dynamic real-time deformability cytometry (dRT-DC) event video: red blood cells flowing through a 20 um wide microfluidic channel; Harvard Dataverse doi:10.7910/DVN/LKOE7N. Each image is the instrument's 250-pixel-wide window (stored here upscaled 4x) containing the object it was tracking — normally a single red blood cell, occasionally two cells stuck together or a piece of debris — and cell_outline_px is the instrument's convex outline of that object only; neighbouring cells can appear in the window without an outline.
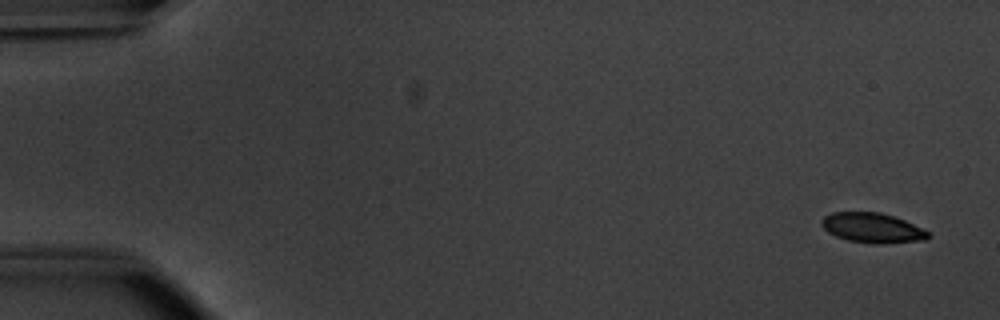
{"species": "common noctule bat (a hibernating species)", "species_latin": "Nyctalus noctula", "temperature_condition": "warm", "stored_images_in_passage": 52, "camera_frame_rate_fps": 3000, "um_per_image_px": 0.085, "animal": {"sex": "male", "body_mass_g": 20.1, "forearm_length_mm": 53.5}, "frame": {"image": 1, "passage_image": 1, "time_ms": 0.0, "image_size_px": [1000, 320], "cell_outline_px": [[932, 236], [928, 240], [884, 244], [872, 244], [848, 240], [836, 236], [828, 232], [820, 224], [820, 220], [824, 216], [832, 212], [880, 212], [904, 220], [928, 232]], "centroid_in_image_um": [74.15, 19.38], "position_along_channel_um": 10.9, "area_um2": 18.67}}
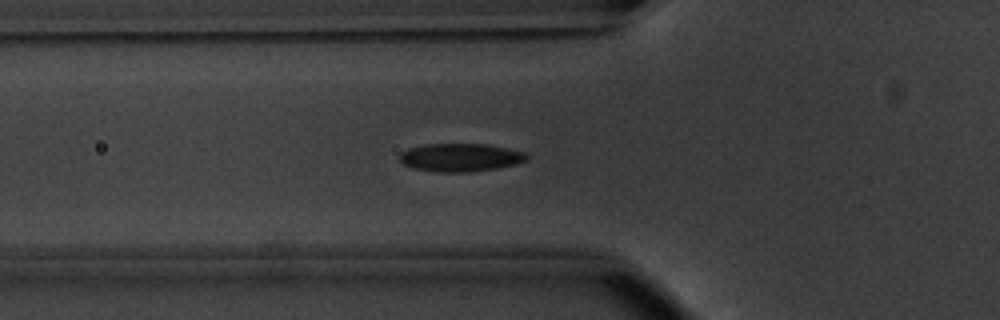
{"frame": {"image": 2, "passage_image": 18, "time_ms": 5.667, "image_size_px": [1000, 320], "cell_outline_px": [[528, 160], [516, 164], [496, 168], [468, 172], [432, 172], [412, 168], [404, 164], [400, 160], [400, 152], [408, 148], [424, 144], [488, 144], [528, 152]], "centroid_in_image_um": [39.15, 13.38], "position_along_channel_um": 86.7, "area_um2": 21.1}}
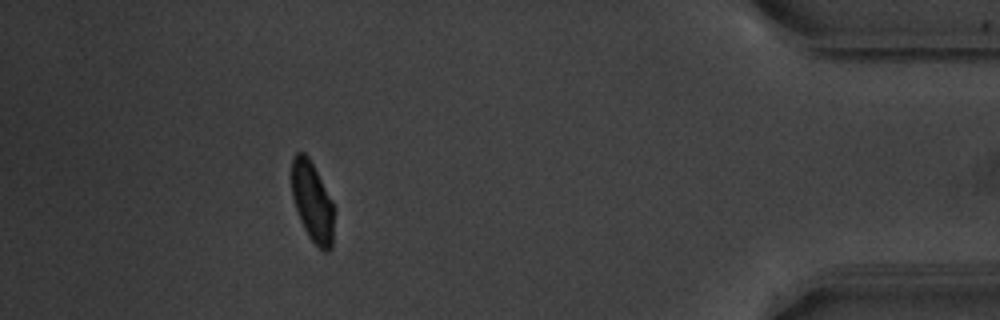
{"frame": {"image": 3, "passage_image": 47, "time_ms": 15.333, "image_size_px": [1000, 320], "cell_outline_px": [[332, 248], [328, 252], [324, 252], [308, 236], [300, 220], [292, 196], [292, 156], [296, 152], [304, 152], [308, 156], [332, 200]], "centroid_in_image_um": [26.52, 17.14], "position_along_channel_um": 408.7, "area_um2": 19.36}, "authors_computed_cell_mechanics": {"area_um2": 20.1722, "velocity_mm_per_s": 3.8297, "shape_relaxation_time_tau1_ms": 2.5226, "shape_relaxation_time_tau2_ms": 1.0419, "deformation_change_tau1": 0.115, "deformation_change_tau2": 0.0579}}